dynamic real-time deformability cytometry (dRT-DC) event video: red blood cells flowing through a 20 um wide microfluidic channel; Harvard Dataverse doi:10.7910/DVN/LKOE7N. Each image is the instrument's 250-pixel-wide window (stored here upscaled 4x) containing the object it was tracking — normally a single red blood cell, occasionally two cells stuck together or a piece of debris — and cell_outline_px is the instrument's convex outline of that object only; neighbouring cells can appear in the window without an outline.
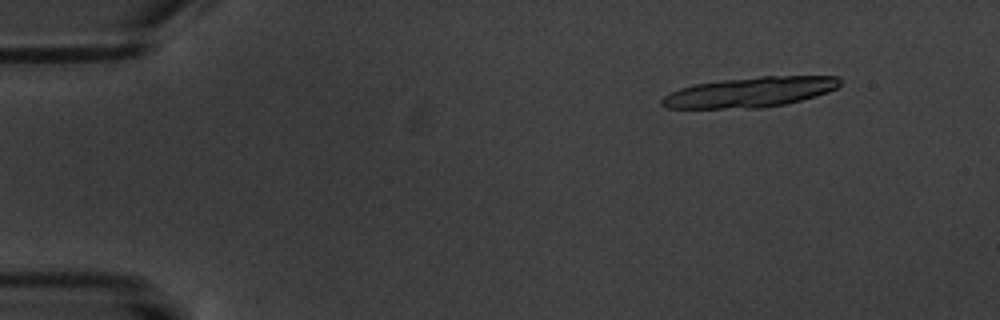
{"species": "common noctule bat (a hibernating species)", "species_latin": "Nyctalus noctula", "temperature_condition": "warm", "stored_images_in_passage": 6, "camera_frame_rate_fps": 3000, "um_per_image_px": 0.085, "animal": {"sex": "male", "body_mass_g": 20.1, "forearm_length_mm": 53.5}, "frame": {"image": 1, "passage_image": 2, "time_ms": 1.0, "image_size_px": [1000, 320], "cell_outline_px": [[840, 84], [836, 88], [828, 92], [800, 100], [784, 104], [764, 108], [668, 108], [660, 104], [660, 100], [664, 96], [680, 88], [696, 84], [720, 80], [760, 76], [840, 76]], "centroid_in_image_um": [63.75, 7.83], "position_along_channel_um": 21.2, "area_um2": 31.15}}